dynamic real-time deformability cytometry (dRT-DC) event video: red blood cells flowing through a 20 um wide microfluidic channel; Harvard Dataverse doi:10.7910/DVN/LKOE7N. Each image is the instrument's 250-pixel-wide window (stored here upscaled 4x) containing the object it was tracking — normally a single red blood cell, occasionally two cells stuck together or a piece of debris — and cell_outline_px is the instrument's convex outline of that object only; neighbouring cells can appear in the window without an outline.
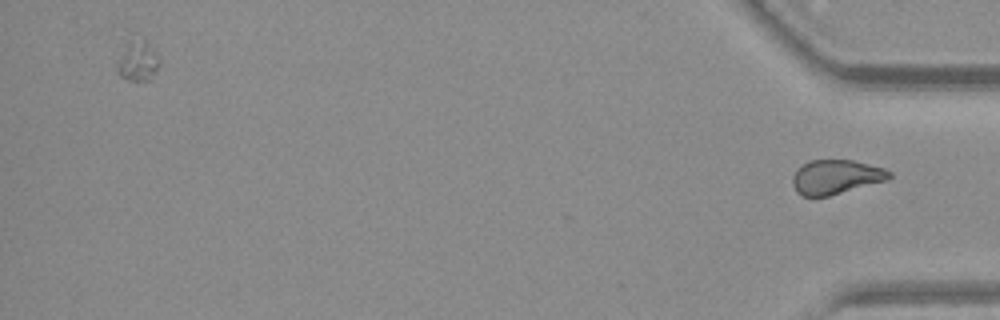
{"species": "common noctule bat (a hibernating species)", "species_latin": "Nyctalus noctula", "temperature_condition": "warm", "stored_images_in_passage": 38, "segment_of_instrument_passage": [2, 2], "camera_frame_rate_fps": 3000, "um_per_image_px": 0.085, "animal": {"sex": "female", "body_mass_g": 19.3, "forearm_length_mm": 54.1}, "frame": {"image": 1, "passage_image": 38, "time_ms": 12.333, "image_size_px": [1000, 320], "cell_outline_px": [[892, 176], [888, 180], [828, 196], [800, 196], [796, 192], [792, 184], [792, 176], [808, 160], [852, 160], [884, 168], [892, 172]], "centroid_in_image_um": [71.06, 15.04], "position_along_channel_um": 364.1, "area_um2": 19.31}}